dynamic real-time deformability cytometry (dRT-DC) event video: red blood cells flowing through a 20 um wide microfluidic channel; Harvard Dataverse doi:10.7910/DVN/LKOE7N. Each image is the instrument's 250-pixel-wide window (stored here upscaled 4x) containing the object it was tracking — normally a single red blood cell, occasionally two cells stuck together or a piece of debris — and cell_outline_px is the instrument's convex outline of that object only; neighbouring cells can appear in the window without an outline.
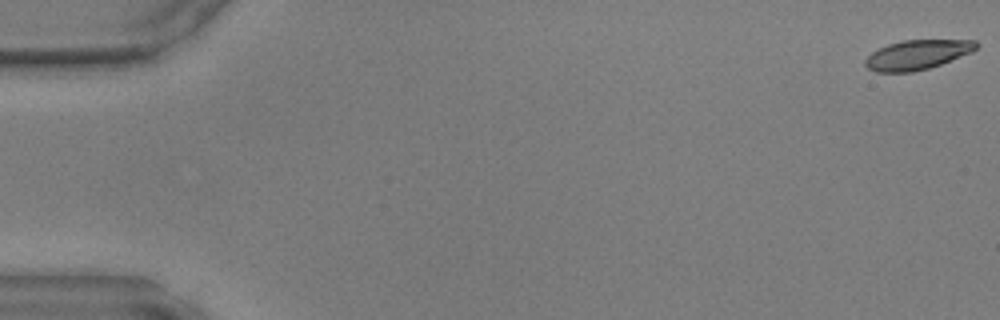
{"species": "common noctule bat (a hibernating species)", "species_latin": "Nyctalus noctula", "temperature_condition": "warm", "stored_images_in_passage": 11, "camera_frame_rate_fps": 3000, "um_per_image_px": 0.085, "animal": {"sex": "male", "body_mass_g": 17.9, "forearm_length_mm": 54.2}, "frame": {"image": 1, "passage_image": 1, "time_ms": 0.0, "image_size_px": [1000, 320], "cell_outline_px": [[980, 44], [972, 52], [940, 64], [928, 68], [912, 72], [876, 72], [868, 68], [864, 64], [864, 60], [872, 52], [888, 44], [904, 40], [976, 40]], "centroid_in_image_um": [77.97, 4.65], "position_along_channel_um": 7.0, "area_um2": 19.02}}